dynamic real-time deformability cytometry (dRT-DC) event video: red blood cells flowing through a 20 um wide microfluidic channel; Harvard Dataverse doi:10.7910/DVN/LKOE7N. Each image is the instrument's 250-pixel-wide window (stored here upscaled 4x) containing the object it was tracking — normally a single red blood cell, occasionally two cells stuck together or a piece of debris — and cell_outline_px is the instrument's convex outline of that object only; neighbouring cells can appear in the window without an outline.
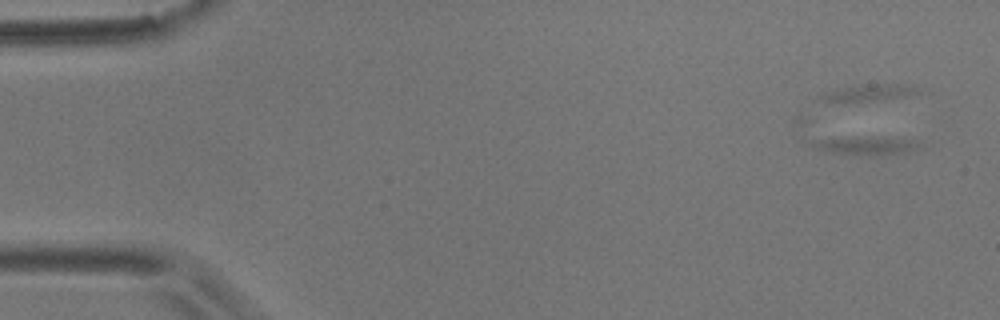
{"species": "common noctule bat (a hibernating species)", "species_latin": "Nyctalus noctula", "temperature_condition": "room temperature", "stored_images_in_passage": 7, "segment_of_instrument_passage": [2, 3], "camera_frame_rate_fps": 3000, "um_per_image_px": 0.085, "animal": {"sex": "male", "body_mass_g": 17.9}, "frame": {"image": 1, "passage_image": 3, "time_ms": 0.667, "image_size_px": [1000, 320], "cell_outline_px": [[920, 144], [916, 148], [908, 152], [872, 156], [828, 152], [816, 148], [804, 140], [792, 120], [796, 116], [812, 116], [912, 140]], "centroid_in_image_um": [72.22, 11.75], "position_along_channel_um": 12.8, "area_um2": 21.15}}